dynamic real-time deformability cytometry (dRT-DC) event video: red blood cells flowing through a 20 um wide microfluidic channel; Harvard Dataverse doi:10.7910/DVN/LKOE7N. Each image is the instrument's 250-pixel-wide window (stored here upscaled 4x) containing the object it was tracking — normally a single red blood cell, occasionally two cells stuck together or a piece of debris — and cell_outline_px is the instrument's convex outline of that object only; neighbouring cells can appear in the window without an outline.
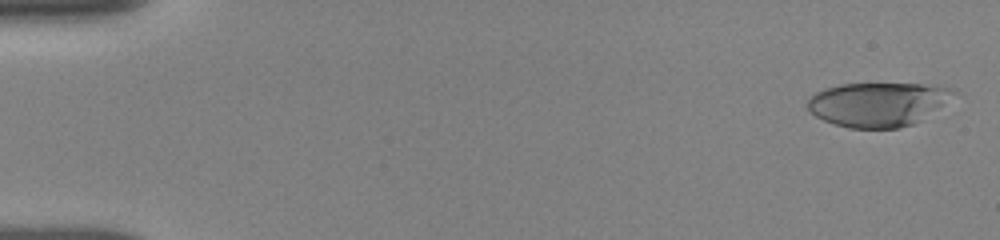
{"species": "human", "species_latin": "Homo sapiens", "temperature_condition": "room temperature", "stored_images_in_passage": 8, "camera_frame_rate_fps": 3000, "um_per_image_px": 0.085, "donor": {"sex": "female"}, "frame": {"image": 1, "passage_image": 2, "time_ms": 0.333, "image_size_px": [1000, 240], "cell_outline_px": [[956, 92], [936, 108], [912, 124], [900, 128], [848, 128], [824, 120], [808, 112], [804, 104], [816, 92], [824, 88], [840, 84], [920, 84], [956, 88]], "centroid_in_image_um": [74.52, 8.85], "position_along_channel_um": 10.5, "area_um2": 37.05}}
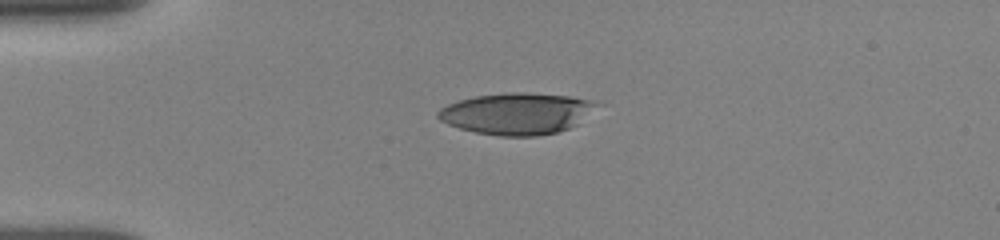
{"frame": {"image": 2, "passage_image": 7, "time_ms": 4.0, "image_size_px": [1000, 240], "cell_outline_px": [[604, 104], [576, 124], [568, 128], [556, 132], [536, 136], [500, 136], [476, 132], [460, 128], [448, 124], [440, 120], [436, 116], [436, 112], [440, 108], [448, 104], [460, 100], [476, 96], [508, 92], [524, 92], [568, 96], [596, 100]], "centroid_in_image_um": [43.98, 9.64], "position_along_channel_um": 41.0, "area_um2": 38.55}}